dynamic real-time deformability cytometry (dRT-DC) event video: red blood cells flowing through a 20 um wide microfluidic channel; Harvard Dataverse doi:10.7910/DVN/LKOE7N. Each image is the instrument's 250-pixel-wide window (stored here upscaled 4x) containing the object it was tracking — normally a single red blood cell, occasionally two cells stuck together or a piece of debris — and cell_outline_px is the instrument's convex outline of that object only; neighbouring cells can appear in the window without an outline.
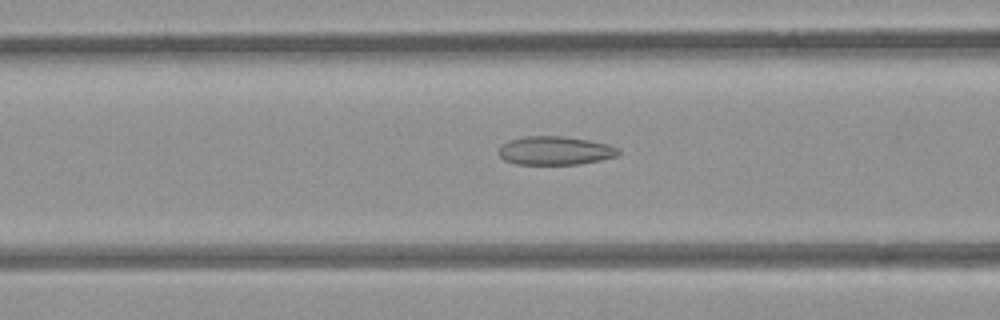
{"species": "common noctule bat (a hibernating species)", "species_latin": "Nyctalus noctula", "temperature_condition": "room temperature", "stored_images_in_passage": 8, "camera_frame_rate_fps": 3000, "um_per_image_px": 0.085, "animal": {"sex": "female", "body_mass_g": 21.9}, "frame": {"image": 1, "passage_image": 6, "time_ms": 1.667, "image_size_px": [1000, 320], "cell_outline_px": [[620, 152], [616, 156], [600, 160], [580, 164], [516, 164], [504, 160], [500, 156], [500, 144], [508, 140], [524, 136], [564, 136], [588, 140], [608, 144], [620, 148]], "centroid_in_image_um": [47.18, 12.79], "position_along_channel_um": 119.4, "area_um2": 20.0}}